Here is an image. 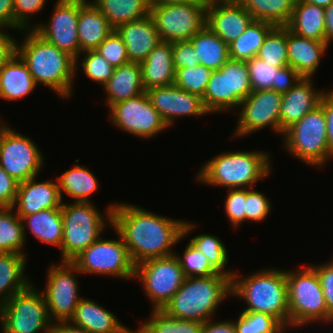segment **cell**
<instances>
[{
    "mask_svg": "<svg viewBox=\"0 0 333 333\" xmlns=\"http://www.w3.org/2000/svg\"><path fill=\"white\" fill-rule=\"evenodd\" d=\"M111 226L128 248L135 266L175 254L171 251L196 225L148 212L132 204H115ZM171 248V249H170Z\"/></svg>",
    "mask_w": 333,
    "mask_h": 333,
    "instance_id": "obj_1",
    "label": "cell"
},
{
    "mask_svg": "<svg viewBox=\"0 0 333 333\" xmlns=\"http://www.w3.org/2000/svg\"><path fill=\"white\" fill-rule=\"evenodd\" d=\"M23 42L17 44L16 53L26 63L36 85L39 83L61 98L72 94L76 59L69 53L58 49L33 29L25 30Z\"/></svg>",
    "mask_w": 333,
    "mask_h": 333,
    "instance_id": "obj_2",
    "label": "cell"
},
{
    "mask_svg": "<svg viewBox=\"0 0 333 333\" xmlns=\"http://www.w3.org/2000/svg\"><path fill=\"white\" fill-rule=\"evenodd\" d=\"M231 295L247 302L244 312H261L276 318L285 328L289 326L288 285L286 271L263 269L239 278L231 279Z\"/></svg>",
    "mask_w": 333,
    "mask_h": 333,
    "instance_id": "obj_3",
    "label": "cell"
},
{
    "mask_svg": "<svg viewBox=\"0 0 333 333\" xmlns=\"http://www.w3.org/2000/svg\"><path fill=\"white\" fill-rule=\"evenodd\" d=\"M231 278L224 274L185 277L180 289L162 309L168 316L204 323L227 296Z\"/></svg>",
    "mask_w": 333,
    "mask_h": 333,
    "instance_id": "obj_4",
    "label": "cell"
},
{
    "mask_svg": "<svg viewBox=\"0 0 333 333\" xmlns=\"http://www.w3.org/2000/svg\"><path fill=\"white\" fill-rule=\"evenodd\" d=\"M270 162L264 151L222 152L205 163L195 178L203 184L228 189L253 188L270 174Z\"/></svg>",
    "mask_w": 333,
    "mask_h": 333,
    "instance_id": "obj_5",
    "label": "cell"
},
{
    "mask_svg": "<svg viewBox=\"0 0 333 333\" xmlns=\"http://www.w3.org/2000/svg\"><path fill=\"white\" fill-rule=\"evenodd\" d=\"M114 207L115 204L110 205L103 218V213L101 215L91 202L62 203L63 242L60 250L63 262H71L101 237L107 223L111 225Z\"/></svg>",
    "mask_w": 333,
    "mask_h": 333,
    "instance_id": "obj_6",
    "label": "cell"
},
{
    "mask_svg": "<svg viewBox=\"0 0 333 333\" xmlns=\"http://www.w3.org/2000/svg\"><path fill=\"white\" fill-rule=\"evenodd\" d=\"M288 285L289 327H302L313 322L329 323L328 311L316 270L312 266L286 271ZM317 320V321H316Z\"/></svg>",
    "mask_w": 333,
    "mask_h": 333,
    "instance_id": "obj_7",
    "label": "cell"
},
{
    "mask_svg": "<svg viewBox=\"0 0 333 333\" xmlns=\"http://www.w3.org/2000/svg\"><path fill=\"white\" fill-rule=\"evenodd\" d=\"M285 150L301 162L320 167L333 153L327 141V125L323 107L317 106L283 133Z\"/></svg>",
    "mask_w": 333,
    "mask_h": 333,
    "instance_id": "obj_8",
    "label": "cell"
},
{
    "mask_svg": "<svg viewBox=\"0 0 333 333\" xmlns=\"http://www.w3.org/2000/svg\"><path fill=\"white\" fill-rule=\"evenodd\" d=\"M0 318L2 333H50L52 326L44 294L33 283L0 304Z\"/></svg>",
    "mask_w": 333,
    "mask_h": 333,
    "instance_id": "obj_9",
    "label": "cell"
},
{
    "mask_svg": "<svg viewBox=\"0 0 333 333\" xmlns=\"http://www.w3.org/2000/svg\"><path fill=\"white\" fill-rule=\"evenodd\" d=\"M118 239H103L88 246L71 263L80 273L100 274L118 278H135V264L132 262L128 248L121 236Z\"/></svg>",
    "mask_w": 333,
    "mask_h": 333,
    "instance_id": "obj_10",
    "label": "cell"
},
{
    "mask_svg": "<svg viewBox=\"0 0 333 333\" xmlns=\"http://www.w3.org/2000/svg\"><path fill=\"white\" fill-rule=\"evenodd\" d=\"M208 2L189 4L151 3L153 18L161 41L174 43L190 40L206 25Z\"/></svg>",
    "mask_w": 333,
    "mask_h": 333,
    "instance_id": "obj_11",
    "label": "cell"
},
{
    "mask_svg": "<svg viewBox=\"0 0 333 333\" xmlns=\"http://www.w3.org/2000/svg\"><path fill=\"white\" fill-rule=\"evenodd\" d=\"M134 277L143 284L146 296L154 304V310H162L185 279L176 254L137 264Z\"/></svg>",
    "mask_w": 333,
    "mask_h": 333,
    "instance_id": "obj_12",
    "label": "cell"
},
{
    "mask_svg": "<svg viewBox=\"0 0 333 333\" xmlns=\"http://www.w3.org/2000/svg\"><path fill=\"white\" fill-rule=\"evenodd\" d=\"M31 138L5 126L0 135V166L18 183L37 177L43 156Z\"/></svg>",
    "mask_w": 333,
    "mask_h": 333,
    "instance_id": "obj_13",
    "label": "cell"
},
{
    "mask_svg": "<svg viewBox=\"0 0 333 333\" xmlns=\"http://www.w3.org/2000/svg\"><path fill=\"white\" fill-rule=\"evenodd\" d=\"M61 264L52 263L47 274L45 292L43 291L52 322L69 321L81 299L78 296V281L74 277L75 272L81 273L71 262Z\"/></svg>",
    "mask_w": 333,
    "mask_h": 333,
    "instance_id": "obj_14",
    "label": "cell"
},
{
    "mask_svg": "<svg viewBox=\"0 0 333 333\" xmlns=\"http://www.w3.org/2000/svg\"><path fill=\"white\" fill-rule=\"evenodd\" d=\"M111 122L117 128L137 137L148 138L169 128L161 115L151 105L145 92L117 102L109 108ZM156 134V135H155Z\"/></svg>",
    "mask_w": 333,
    "mask_h": 333,
    "instance_id": "obj_15",
    "label": "cell"
},
{
    "mask_svg": "<svg viewBox=\"0 0 333 333\" xmlns=\"http://www.w3.org/2000/svg\"><path fill=\"white\" fill-rule=\"evenodd\" d=\"M87 2V0H57L49 23L31 27L46 41L73 56L76 63L80 56L77 33L79 10Z\"/></svg>",
    "mask_w": 333,
    "mask_h": 333,
    "instance_id": "obj_16",
    "label": "cell"
},
{
    "mask_svg": "<svg viewBox=\"0 0 333 333\" xmlns=\"http://www.w3.org/2000/svg\"><path fill=\"white\" fill-rule=\"evenodd\" d=\"M282 94L273 89L252 91L240 103L241 112L235 128V136H246L266 126L280 134V107Z\"/></svg>",
    "mask_w": 333,
    "mask_h": 333,
    "instance_id": "obj_17",
    "label": "cell"
},
{
    "mask_svg": "<svg viewBox=\"0 0 333 333\" xmlns=\"http://www.w3.org/2000/svg\"><path fill=\"white\" fill-rule=\"evenodd\" d=\"M151 105L170 127L174 119L208 114L200 96L182 90L175 84L153 87L145 91Z\"/></svg>",
    "mask_w": 333,
    "mask_h": 333,
    "instance_id": "obj_18",
    "label": "cell"
},
{
    "mask_svg": "<svg viewBox=\"0 0 333 333\" xmlns=\"http://www.w3.org/2000/svg\"><path fill=\"white\" fill-rule=\"evenodd\" d=\"M253 20L237 0H209L206 25L227 45L236 40Z\"/></svg>",
    "mask_w": 333,
    "mask_h": 333,
    "instance_id": "obj_19",
    "label": "cell"
},
{
    "mask_svg": "<svg viewBox=\"0 0 333 333\" xmlns=\"http://www.w3.org/2000/svg\"><path fill=\"white\" fill-rule=\"evenodd\" d=\"M59 187L56 181L36 182V177L18 185L15 202L12 206L18 216H26L45 209L61 208Z\"/></svg>",
    "mask_w": 333,
    "mask_h": 333,
    "instance_id": "obj_20",
    "label": "cell"
},
{
    "mask_svg": "<svg viewBox=\"0 0 333 333\" xmlns=\"http://www.w3.org/2000/svg\"><path fill=\"white\" fill-rule=\"evenodd\" d=\"M312 78H302L288 92L282 94L280 134L320 105L324 91L315 90Z\"/></svg>",
    "mask_w": 333,
    "mask_h": 333,
    "instance_id": "obj_21",
    "label": "cell"
},
{
    "mask_svg": "<svg viewBox=\"0 0 333 333\" xmlns=\"http://www.w3.org/2000/svg\"><path fill=\"white\" fill-rule=\"evenodd\" d=\"M115 30L125 43L130 62H143L161 42L160 35L150 15L121 24Z\"/></svg>",
    "mask_w": 333,
    "mask_h": 333,
    "instance_id": "obj_22",
    "label": "cell"
},
{
    "mask_svg": "<svg viewBox=\"0 0 333 333\" xmlns=\"http://www.w3.org/2000/svg\"><path fill=\"white\" fill-rule=\"evenodd\" d=\"M328 46L327 42L300 37L287 29L289 66L303 78H313Z\"/></svg>",
    "mask_w": 333,
    "mask_h": 333,
    "instance_id": "obj_23",
    "label": "cell"
},
{
    "mask_svg": "<svg viewBox=\"0 0 333 333\" xmlns=\"http://www.w3.org/2000/svg\"><path fill=\"white\" fill-rule=\"evenodd\" d=\"M69 322L89 333H129L130 329L109 310L81 297Z\"/></svg>",
    "mask_w": 333,
    "mask_h": 333,
    "instance_id": "obj_24",
    "label": "cell"
},
{
    "mask_svg": "<svg viewBox=\"0 0 333 333\" xmlns=\"http://www.w3.org/2000/svg\"><path fill=\"white\" fill-rule=\"evenodd\" d=\"M145 91L153 87L172 85L175 82V67L172 43L161 41L140 63Z\"/></svg>",
    "mask_w": 333,
    "mask_h": 333,
    "instance_id": "obj_25",
    "label": "cell"
},
{
    "mask_svg": "<svg viewBox=\"0 0 333 333\" xmlns=\"http://www.w3.org/2000/svg\"><path fill=\"white\" fill-rule=\"evenodd\" d=\"M26 63L15 52L0 68V98L4 100L22 99L35 88Z\"/></svg>",
    "mask_w": 333,
    "mask_h": 333,
    "instance_id": "obj_26",
    "label": "cell"
},
{
    "mask_svg": "<svg viewBox=\"0 0 333 333\" xmlns=\"http://www.w3.org/2000/svg\"><path fill=\"white\" fill-rule=\"evenodd\" d=\"M110 108L113 104L136 97L145 92L140 63L129 62L114 69L109 81L103 85Z\"/></svg>",
    "mask_w": 333,
    "mask_h": 333,
    "instance_id": "obj_27",
    "label": "cell"
},
{
    "mask_svg": "<svg viewBox=\"0 0 333 333\" xmlns=\"http://www.w3.org/2000/svg\"><path fill=\"white\" fill-rule=\"evenodd\" d=\"M89 2L79 10L77 33L80 54L95 50L114 30L107 18L91 1Z\"/></svg>",
    "mask_w": 333,
    "mask_h": 333,
    "instance_id": "obj_28",
    "label": "cell"
},
{
    "mask_svg": "<svg viewBox=\"0 0 333 333\" xmlns=\"http://www.w3.org/2000/svg\"><path fill=\"white\" fill-rule=\"evenodd\" d=\"M294 34L326 42L324 8L303 0H296L291 18L285 26Z\"/></svg>",
    "mask_w": 333,
    "mask_h": 333,
    "instance_id": "obj_29",
    "label": "cell"
},
{
    "mask_svg": "<svg viewBox=\"0 0 333 333\" xmlns=\"http://www.w3.org/2000/svg\"><path fill=\"white\" fill-rule=\"evenodd\" d=\"M23 223V234L26 239V225L34 237L44 243L58 246L63 242V217L61 208L45 209L26 216H19Z\"/></svg>",
    "mask_w": 333,
    "mask_h": 333,
    "instance_id": "obj_30",
    "label": "cell"
},
{
    "mask_svg": "<svg viewBox=\"0 0 333 333\" xmlns=\"http://www.w3.org/2000/svg\"><path fill=\"white\" fill-rule=\"evenodd\" d=\"M199 59V64L206 68L219 70L229 59L227 45L207 25L198 31L190 40Z\"/></svg>",
    "mask_w": 333,
    "mask_h": 333,
    "instance_id": "obj_31",
    "label": "cell"
},
{
    "mask_svg": "<svg viewBox=\"0 0 333 333\" xmlns=\"http://www.w3.org/2000/svg\"><path fill=\"white\" fill-rule=\"evenodd\" d=\"M26 261L25 254L0 253V304L31 283L24 275Z\"/></svg>",
    "mask_w": 333,
    "mask_h": 333,
    "instance_id": "obj_32",
    "label": "cell"
},
{
    "mask_svg": "<svg viewBox=\"0 0 333 333\" xmlns=\"http://www.w3.org/2000/svg\"><path fill=\"white\" fill-rule=\"evenodd\" d=\"M94 1V2H93ZM96 8L116 29L119 25L150 15V0H93Z\"/></svg>",
    "mask_w": 333,
    "mask_h": 333,
    "instance_id": "obj_33",
    "label": "cell"
},
{
    "mask_svg": "<svg viewBox=\"0 0 333 333\" xmlns=\"http://www.w3.org/2000/svg\"><path fill=\"white\" fill-rule=\"evenodd\" d=\"M274 27L271 23L253 19L246 30L229 44L230 59L249 61L257 57L265 37Z\"/></svg>",
    "mask_w": 333,
    "mask_h": 333,
    "instance_id": "obj_34",
    "label": "cell"
},
{
    "mask_svg": "<svg viewBox=\"0 0 333 333\" xmlns=\"http://www.w3.org/2000/svg\"><path fill=\"white\" fill-rule=\"evenodd\" d=\"M57 184L61 199L65 192L76 199L75 202H91L89 197L97 190L99 183L93 172L84 168V165L76 164L57 178Z\"/></svg>",
    "mask_w": 333,
    "mask_h": 333,
    "instance_id": "obj_35",
    "label": "cell"
},
{
    "mask_svg": "<svg viewBox=\"0 0 333 333\" xmlns=\"http://www.w3.org/2000/svg\"><path fill=\"white\" fill-rule=\"evenodd\" d=\"M254 20L274 26H286L291 18L296 0H237Z\"/></svg>",
    "mask_w": 333,
    "mask_h": 333,
    "instance_id": "obj_36",
    "label": "cell"
},
{
    "mask_svg": "<svg viewBox=\"0 0 333 333\" xmlns=\"http://www.w3.org/2000/svg\"><path fill=\"white\" fill-rule=\"evenodd\" d=\"M219 70L227 71L228 110H233L253 91L247 62L229 59Z\"/></svg>",
    "mask_w": 333,
    "mask_h": 333,
    "instance_id": "obj_37",
    "label": "cell"
},
{
    "mask_svg": "<svg viewBox=\"0 0 333 333\" xmlns=\"http://www.w3.org/2000/svg\"><path fill=\"white\" fill-rule=\"evenodd\" d=\"M13 210L0 208V253L25 254L23 223Z\"/></svg>",
    "mask_w": 333,
    "mask_h": 333,
    "instance_id": "obj_38",
    "label": "cell"
},
{
    "mask_svg": "<svg viewBox=\"0 0 333 333\" xmlns=\"http://www.w3.org/2000/svg\"><path fill=\"white\" fill-rule=\"evenodd\" d=\"M203 323L168 316L163 310L151 312L150 319L137 328L141 333H201Z\"/></svg>",
    "mask_w": 333,
    "mask_h": 333,
    "instance_id": "obj_39",
    "label": "cell"
},
{
    "mask_svg": "<svg viewBox=\"0 0 333 333\" xmlns=\"http://www.w3.org/2000/svg\"><path fill=\"white\" fill-rule=\"evenodd\" d=\"M257 57L268 65L283 68L289 65L287 51V28L275 26L265 37Z\"/></svg>",
    "mask_w": 333,
    "mask_h": 333,
    "instance_id": "obj_40",
    "label": "cell"
},
{
    "mask_svg": "<svg viewBox=\"0 0 333 333\" xmlns=\"http://www.w3.org/2000/svg\"><path fill=\"white\" fill-rule=\"evenodd\" d=\"M234 322L237 333H285V327L273 316L261 312L242 311Z\"/></svg>",
    "mask_w": 333,
    "mask_h": 333,
    "instance_id": "obj_41",
    "label": "cell"
},
{
    "mask_svg": "<svg viewBox=\"0 0 333 333\" xmlns=\"http://www.w3.org/2000/svg\"><path fill=\"white\" fill-rule=\"evenodd\" d=\"M190 242L205 254L211 265L219 273L229 276L232 279L235 272L225 270V266L229 260L227 256L228 250L217 236L200 234L193 237Z\"/></svg>",
    "mask_w": 333,
    "mask_h": 333,
    "instance_id": "obj_42",
    "label": "cell"
},
{
    "mask_svg": "<svg viewBox=\"0 0 333 333\" xmlns=\"http://www.w3.org/2000/svg\"><path fill=\"white\" fill-rule=\"evenodd\" d=\"M202 100L209 113L228 110L227 71H212Z\"/></svg>",
    "mask_w": 333,
    "mask_h": 333,
    "instance_id": "obj_43",
    "label": "cell"
},
{
    "mask_svg": "<svg viewBox=\"0 0 333 333\" xmlns=\"http://www.w3.org/2000/svg\"><path fill=\"white\" fill-rule=\"evenodd\" d=\"M174 84L184 91L203 98L212 70L201 64L196 66L175 68Z\"/></svg>",
    "mask_w": 333,
    "mask_h": 333,
    "instance_id": "obj_44",
    "label": "cell"
},
{
    "mask_svg": "<svg viewBox=\"0 0 333 333\" xmlns=\"http://www.w3.org/2000/svg\"><path fill=\"white\" fill-rule=\"evenodd\" d=\"M185 277L211 276L220 274L208 258L191 242L185 248L183 257L176 256Z\"/></svg>",
    "mask_w": 333,
    "mask_h": 333,
    "instance_id": "obj_45",
    "label": "cell"
},
{
    "mask_svg": "<svg viewBox=\"0 0 333 333\" xmlns=\"http://www.w3.org/2000/svg\"><path fill=\"white\" fill-rule=\"evenodd\" d=\"M81 53H85V56L81 59V64H75L76 68L81 66L85 76L98 84H102V86L105 85L113 75L115 68L95 50Z\"/></svg>",
    "mask_w": 333,
    "mask_h": 333,
    "instance_id": "obj_46",
    "label": "cell"
},
{
    "mask_svg": "<svg viewBox=\"0 0 333 333\" xmlns=\"http://www.w3.org/2000/svg\"><path fill=\"white\" fill-rule=\"evenodd\" d=\"M95 51L103 56L114 68L130 62L125 43L115 29Z\"/></svg>",
    "mask_w": 333,
    "mask_h": 333,
    "instance_id": "obj_47",
    "label": "cell"
},
{
    "mask_svg": "<svg viewBox=\"0 0 333 333\" xmlns=\"http://www.w3.org/2000/svg\"><path fill=\"white\" fill-rule=\"evenodd\" d=\"M246 62L253 91L272 89V82L275 81L276 72L280 68L270 64L268 65L258 57H254Z\"/></svg>",
    "mask_w": 333,
    "mask_h": 333,
    "instance_id": "obj_48",
    "label": "cell"
},
{
    "mask_svg": "<svg viewBox=\"0 0 333 333\" xmlns=\"http://www.w3.org/2000/svg\"><path fill=\"white\" fill-rule=\"evenodd\" d=\"M224 208L227 219L237 228L246 220V188L229 189Z\"/></svg>",
    "mask_w": 333,
    "mask_h": 333,
    "instance_id": "obj_49",
    "label": "cell"
},
{
    "mask_svg": "<svg viewBox=\"0 0 333 333\" xmlns=\"http://www.w3.org/2000/svg\"><path fill=\"white\" fill-rule=\"evenodd\" d=\"M46 2V0H13L14 30H29L31 25L28 15L41 11Z\"/></svg>",
    "mask_w": 333,
    "mask_h": 333,
    "instance_id": "obj_50",
    "label": "cell"
},
{
    "mask_svg": "<svg viewBox=\"0 0 333 333\" xmlns=\"http://www.w3.org/2000/svg\"><path fill=\"white\" fill-rule=\"evenodd\" d=\"M263 193L252 188L246 189V220L262 221L271 211V201Z\"/></svg>",
    "mask_w": 333,
    "mask_h": 333,
    "instance_id": "obj_51",
    "label": "cell"
},
{
    "mask_svg": "<svg viewBox=\"0 0 333 333\" xmlns=\"http://www.w3.org/2000/svg\"><path fill=\"white\" fill-rule=\"evenodd\" d=\"M172 56L175 68H192L199 64L193 44L189 40L172 43Z\"/></svg>",
    "mask_w": 333,
    "mask_h": 333,
    "instance_id": "obj_52",
    "label": "cell"
},
{
    "mask_svg": "<svg viewBox=\"0 0 333 333\" xmlns=\"http://www.w3.org/2000/svg\"><path fill=\"white\" fill-rule=\"evenodd\" d=\"M312 267L319 277L327 309L333 315V260Z\"/></svg>",
    "mask_w": 333,
    "mask_h": 333,
    "instance_id": "obj_53",
    "label": "cell"
},
{
    "mask_svg": "<svg viewBox=\"0 0 333 333\" xmlns=\"http://www.w3.org/2000/svg\"><path fill=\"white\" fill-rule=\"evenodd\" d=\"M19 183L0 166V208H12Z\"/></svg>",
    "mask_w": 333,
    "mask_h": 333,
    "instance_id": "obj_54",
    "label": "cell"
},
{
    "mask_svg": "<svg viewBox=\"0 0 333 333\" xmlns=\"http://www.w3.org/2000/svg\"><path fill=\"white\" fill-rule=\"evenodd\" d=\"M303 77L291 66L280 68L276 72L275 81L272 82V89L284 94L294 87Z\"/></svg>",
    "mask_w": 333,
    "mask_h": 333,
    "instance_id": "obj_55",
    "label": "cell"
},
{
    "mask_svg": "<svg viewBox=\"0 0 333 333\" xmlns=\"http://www.w3.org/2000/svg\"><path fill=\"white\" fill-rule=\"evenodd\" d=\"M327 125V141L333 153V90L324 92L320 101Z\"/></svg>",
    "mask_w": 333,
    "mask_h": 333,
    "instance_id": "obj_56",
    "label": "cell"
},
{
    "mask_svg": "<svg viewBox=\"0 0 333 333\" xmlns=\"http://www.w3.org/2000/svg\"><path fill=\"white\" fill-rule=\"evenodd\" d=\"M7 33V34H6ZM0 30V68L16 52V39H13L8 32Z\"/></svg>",
    "mask_w": 333,
    "mask_h": 333,
    "instance_id": "obj_57",
    "label": "cell"
},
{
    "mask_svg": "<svg viewBox=\"0 0 333 333\" xmlns=\"http://www.w3.org/2000/svg\"><path fill=\"white\" fill-rule=\"evenodd\" d=\"M201 333H237L232 321L212 322L211 319L203 323Z\"/></svg>",
    "mask_w": 333,
    "mask_h": 333,
    "instance_id": "obj_58",
    "label": "cell"
},
{
    "mask_svg": "<svg viewBox=\"0 0 333 333\" xmlns=\"http://www.w3.org/2000/svg\"><path fill=\"white\" fill-rule=\"evenodd\" d=\"M14 29L13 0H0V30Z\"/></svg>",
    "mask_w": 333,
    "mask_h": 333,
    "instance_id": "obj_59",
    "label": "cell"
},
{
    "mask_svg": "<svg viewBox=\"0 0 333 333\" xmlns=\"http://www.w3.org/2000/svg\"><path fill=\"white\" fill-rule=\"evenodd\" d=\"M50 333H89L85 329L71 324L69 321L53 322Z\"/></svg>",
    "mask_w": 333,
    "mask_h": 333,
    "instance_id": "obj_60",
    "label": "cell"
},
{
    "mask_svg": "<svg viewBox=\"0 0 333 333\" xmlns=\"http://www.w3.org/2000/svg\"><path fill=\"white\" fill-rule=\"evenodd\" d=\"M326 42L333 41V2L324 9Z\"/></svg>",
    "mask_w": 333,
    "mask_h": 333,
    "instance_id": "obj_61",
    "label": "cell"
},
{
    "mask_svg": "<svg viewBox=\"0 0 333 333\" xmlns=\"http://www.w3.org/2000/svg\"><path fill=\"white\" fill-rule=\"evenodd\" d=\"M209 0H150V3H164V4H189V3H203Z\"/></svg>",
    "mask_w": 333,
    "mask_h": 333,
    "instance_id": "obj_62",
    "label": "cell"
},
{
    "mask_svg": "<svg viewBox=\"0 0 333 333\" xmlns=\"http://www.w3.org/2000/svg\"><path fill=\"white\" fill-rule=\"evenodd\" d=\"M303 1H306V2H308L310 4H313V5H317L319 7L324 8V9L333 2V0H303Z\"/></svg>",
    "mask_w": 333,
    "mask_h": 333,
    "instance_id": "obj_63",
    "label": "cell"
},
{
    "mask_svg": "<svg viewBox=\"0 0 333 333\" xmlns=\"http://www.w3.org/2000/svg\"><path fill=\"white\" fill-rule=\"evenodd\" d=\"M129 333H141V332L137 329V330L134 331V332L130 330Z\"/></svg>",
    "mask_w": 333,
    "mask_h": 333,
    "instance_id": "obj_64",
    "label": "cell"
},
{
    "mask_svg": "<svg viewBox=\"0 0 333 333\" xmlns=\"http://www.w3.org/2000/svg\"><path fill=\"white\" fill-rule=\"evenodd\" d=\"M6 126V124L0 125V131Z\"/></svg>",
    "mask_w": 333,
    "mask_h": 333,
    "instance_id": "obj_65",
    "label": "cell"
}]
</instances>
